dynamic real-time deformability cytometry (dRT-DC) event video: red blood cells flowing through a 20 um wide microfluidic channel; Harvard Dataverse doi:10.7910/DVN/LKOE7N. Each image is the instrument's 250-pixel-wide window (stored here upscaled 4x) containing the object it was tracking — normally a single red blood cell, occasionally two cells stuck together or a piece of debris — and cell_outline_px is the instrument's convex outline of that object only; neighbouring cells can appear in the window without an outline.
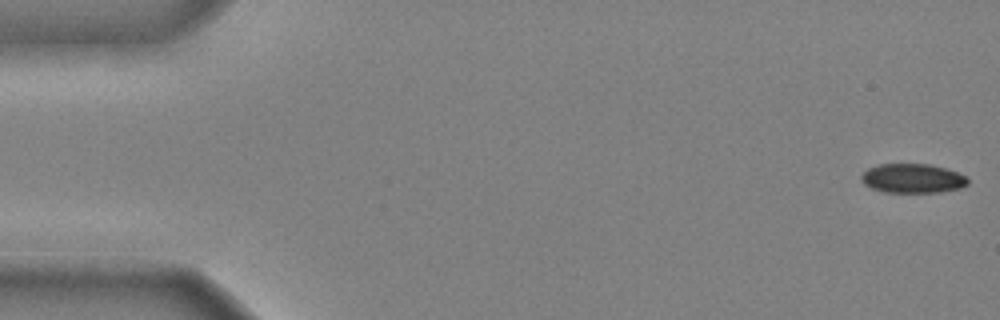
{"species": "common noctule bat (a hibernating species)", "species_latin": "Nyctalus noctula", "temperature_condition": "cold", "stored_images_in_passage": 17, "camera_frame_rate_fps": 3000, "um_per_image_px": 0.085, "animal": {"sex": "male", "body_mass_g": 20.4}, "frame": {"image": 1, "passage_image": 1, "time_ms": 0.0, "image_size_px": [1000, 320], "cell_outline_px": [[968, 184], [960, 188], [940, 192], [884, 192], [872, 188], [864, 184], [860, 180], [860, 176], [868, 168], [880, 164], [928, 164], [948, 168], [968, 176]], "centroid_in_image_um": [77.59, 15.16], "position_along_channel_um": 7.4, "area_um2": 18.32}}
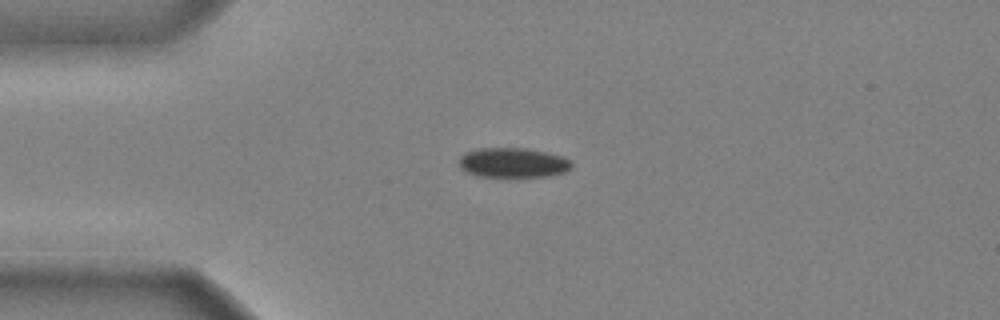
{"frame": {"image": 2, "passage_image": 12, "time_ms": 3.667, "image_size_px": [1000, 320], "cell_outline_px": [[572, 168], [564, 172], [552, 176], [512, 180], [508, 180], [476, 176], [460, 168], [460, 156], [468, 152], [480, 148], [528, 148], [548, 152], [564, 156], [572, 160]], "centroid_in_image_um": [43.67, 13.89], "position_along_channel_um": 41.3, "area_um2": 20.75}}
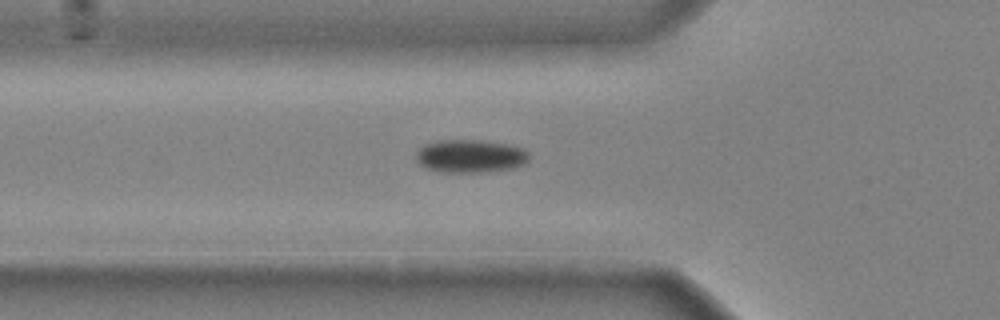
{"frame": {"image": 3, "passage_image": 17, "time_ms": 5.333, "image_size_px": [1000, 320], "cell_outline_px": [[528, 160], [524, 164], [516, 168], [480, 172], [440, 172], [424, 168], [416, 160], [416, 152], [424, 144], [436, 140], [480, 140], [508, 144], [524, 148], [528, 152]], "centroid_in_image_um": [39.96, 13.27], "position_along_channel_um": 85.8, "area_um2": 22.02}}